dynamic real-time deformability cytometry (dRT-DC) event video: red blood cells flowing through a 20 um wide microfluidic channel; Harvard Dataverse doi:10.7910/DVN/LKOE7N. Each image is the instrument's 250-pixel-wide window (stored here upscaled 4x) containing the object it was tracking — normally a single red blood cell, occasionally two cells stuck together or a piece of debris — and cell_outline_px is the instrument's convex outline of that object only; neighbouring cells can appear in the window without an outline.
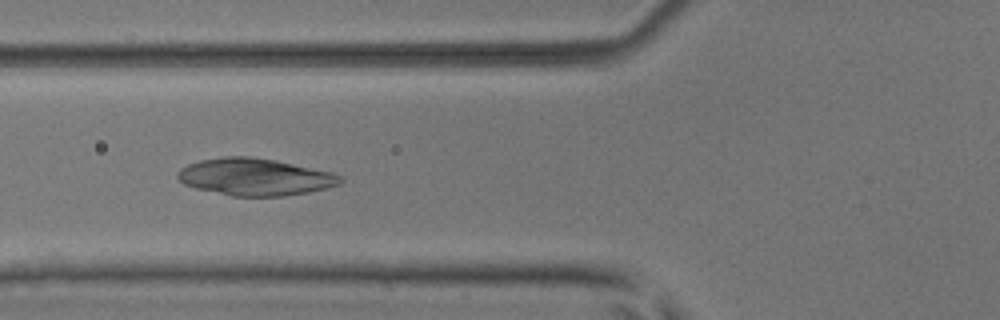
{"species": "common noctule bat (a hibernating species)", "species_latin": "Nyctalus noctula", "temperature_condition": "room temperature", "stored_images_in_passage": 38, "camera_frame_rate_fps": 3000, "um_per_image_px": 0.085, "animal": {"sex": "male", "body_mass_g": 17.9, "forearm_length_mm": 54.2}, "frame": {"image": 1, "passage_image": 5, "time_ms": 1.333, "image_size_px": [1000, 320], "cell_outline_px": [[344, 180], [340, 184], [308, 192], [284, 196], [232, 196], [196, 188], [184, 184], [176, 176], [176, 172], [180, 168], [188, 164], [200, 160], [224, 156], [248, 156], [276, 160], [332, 172], [340, 176]], "centroid_in_image_um": [21.65, 15.03], "position_along_channel_um": 104.1, "area_um2": 35.14}}
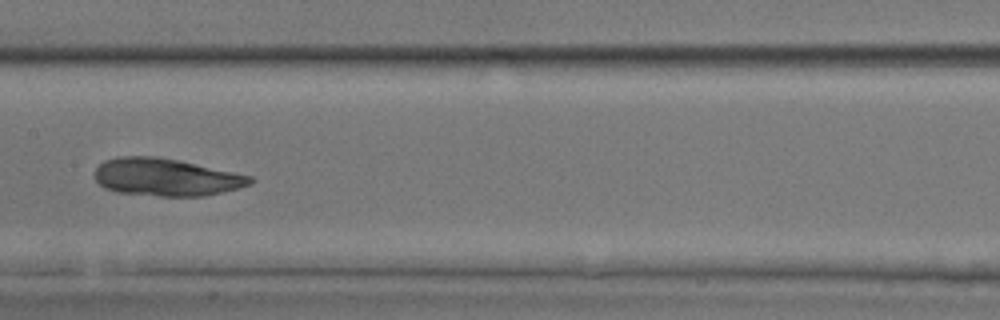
{"frame": {"image": 2, "passage_image": 12, "time_ms": 3.667, "image_size_px": [1000, 320], "cell_outline_px": [[256, 180], [252, 184], [204, 196], [160, 196], [116, 192], [104, 188], [96, 180], [96, 168], [104, 160], [120, 156], [156, 156], [180, 160], [252, 176]], "centroid_in_image_um": [14.12, 15.05], "position_along_channel_um": 193.3, "area_um2": 33.99}}
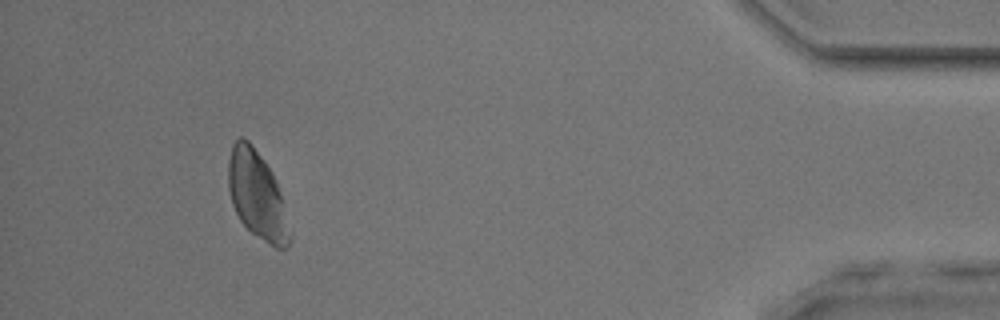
{"frame": {"image": 3, "passage_image": 34, "time_ms": 11.0, "image_size_px": [1000, 320], "cell_outline_px": [[292, 240], [288, 248], [276, 248], [252, 232], [240, 220], [232, 204], [228, 188], [228, 160], [232, 144], [240, 136], [244, 136], [252, 144], [264, 160], [272, 172], [276, 180], [292, 232]], "centroid_in_image_um": [21.86, 16.58], "position_along_channel_um": 413.3, "area_um2": 31.5}}